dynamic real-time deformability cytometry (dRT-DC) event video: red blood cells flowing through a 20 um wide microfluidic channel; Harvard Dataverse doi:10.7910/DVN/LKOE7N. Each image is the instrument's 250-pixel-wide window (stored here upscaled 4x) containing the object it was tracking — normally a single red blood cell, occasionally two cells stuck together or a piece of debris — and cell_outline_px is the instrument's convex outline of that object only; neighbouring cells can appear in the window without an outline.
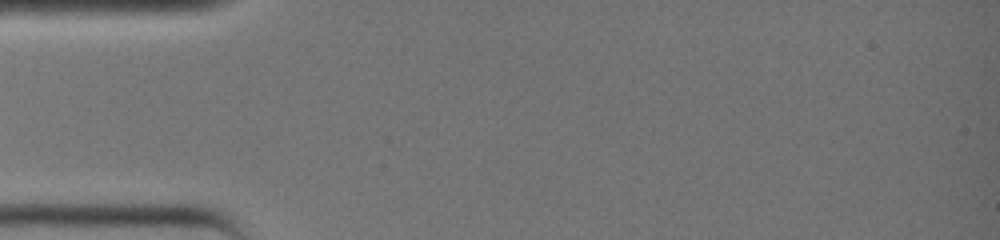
{"species": "common noctule bat (a hibernating species)", "species_latin": "Nyctalus noctula", "temperature_condition": "warm", "stored_images_in_passage": 1, "camera_frame_rate_fps": 3000, "um_per_image_px": 0.085, "animal": {"sex": "female", "body_mass_g": 19.0, "forearm_length_mm": 51.5}, "frame": {"image": 1, "passage_image": 1, "time_ms": 0.0, "image_size_px": [1000, 240], "cell_outline_px": [[280, 128], [256, 164], [248, 168], [228, 144], [228, 140], [232, 124], [276, 124]], "centroid_in_image_um": [21.36, 11.97], "position_along_channel_um": 63.6, "area_um2": 10.58}}